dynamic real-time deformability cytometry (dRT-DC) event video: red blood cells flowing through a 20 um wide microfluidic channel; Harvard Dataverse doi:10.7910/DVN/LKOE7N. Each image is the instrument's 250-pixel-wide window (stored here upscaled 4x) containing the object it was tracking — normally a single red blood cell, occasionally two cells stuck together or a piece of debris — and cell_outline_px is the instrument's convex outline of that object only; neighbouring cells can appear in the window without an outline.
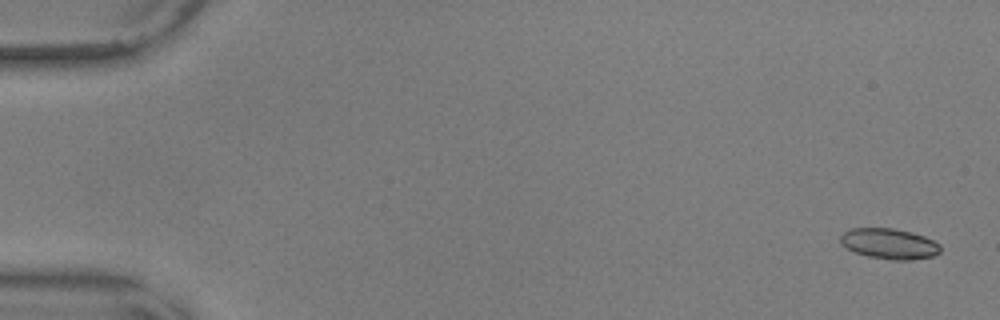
{"species": "common noctule bat (a hibernating species)", "species_latin": "Nyctalus noctula", "temperature_condition": "warm", "stored_images_in_passage": 13, "camera_frame_rate_fps": 3000, "um_per_image_px": 0.085, "animal": {"sex": "male", "body_mass_g": 17.9, "forearm_length_mm": 54.2}, "frame": {"image": 1, "passage_image": 2, "time_ms": 0.333, "image_size_px": [1000, 320], "cell_outline_px": [[940, 252], [932, 256], [912, 260], [888, 260], [868, 256], [856, 252], [840, 244], [840, 236], [844, 232], [852, 228], [892, 228], [912, 232], [924, 236], [940, 244]], "centroid_in_image_um": [75.59, 20.72], "position_along_channel_um": 9.4, "area_um2": 17.8}}